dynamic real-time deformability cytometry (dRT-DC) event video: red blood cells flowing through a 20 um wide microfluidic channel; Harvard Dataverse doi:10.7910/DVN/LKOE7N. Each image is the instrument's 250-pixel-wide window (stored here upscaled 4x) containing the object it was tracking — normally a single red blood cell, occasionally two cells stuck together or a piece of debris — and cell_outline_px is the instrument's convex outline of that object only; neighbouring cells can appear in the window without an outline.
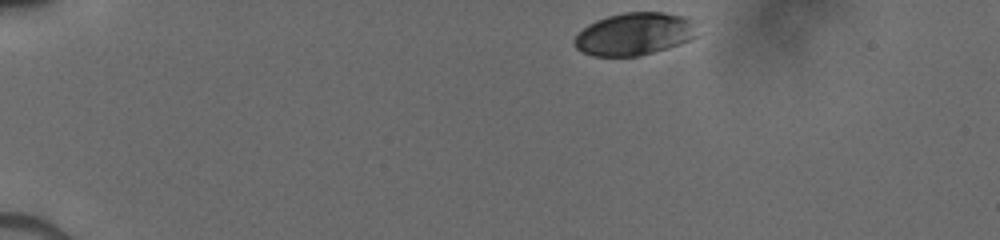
{"species": "human", "species_latin": "Homo sapiens", "temperature_condition": "cold", "stored_images_in_passage": 42, "camera_frame_rate_fps": 3000, "um_per_image_px": 0.085, "donor": {"sex": "male"}, "frame": {"image": 1, "passage_image": 1, "time_ms": 0.0, "image_size_px": [1000, 240], "cell_outline_px": [[696, 36], [692, 40], [680, 44], [640, 56], [592, 56], [580, 52], [572, 44], [572, 40], [588, 24], [596, 20], [608, 16], [624, 12], [664, 12], [684, 16], [692, 20]], "centroid_in_image_um": [53.89, 2.89], "position_along_channel_um": 31.1, "area_um2": 30.58}}
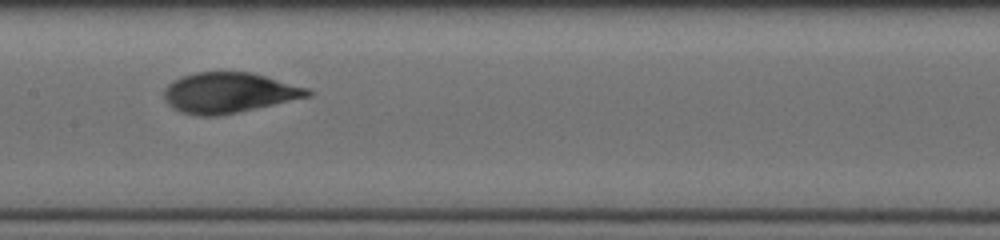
{"frame": {"image": 2, "passage_image": 19, "time_ms": 6.0, "image_size_px": [1000, 240], "cell_outline_px": [[316, 92], [312, 96], [236, 112], [216, 116], [196, 116], [180, 112], [172, 108], [164, 100], [164, 88], [172, 80], [180, 76], [196, 72], [252, 72], [308, 88]], "centroid_in_image_um": [19.43, 7.88], "position_along_channel_um": 188.0, "area_um2": 33.99}}
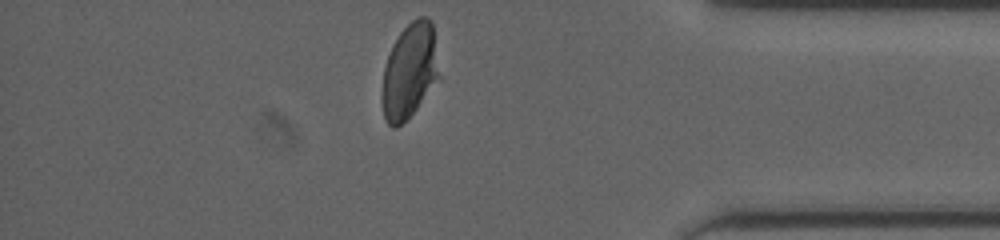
{"frame": {"image": 3, "passage_image": 36, "time_ms": 11.667, "image_size_px": [1000, 240], "cell_outline_px": [[440, 80], [416, 108], [396, 128], [392, 128], [388, 124], [384, 116], [380, 96], [384, 68], [392, 44], [400, 32], [412, 20], [420, 16], [424, 16], [432, 20], [440, 76]], "centroid_in_image_um": [34.81, 6.03], "position_along_channel_um": 400.4, "area_um2": 31.85}}